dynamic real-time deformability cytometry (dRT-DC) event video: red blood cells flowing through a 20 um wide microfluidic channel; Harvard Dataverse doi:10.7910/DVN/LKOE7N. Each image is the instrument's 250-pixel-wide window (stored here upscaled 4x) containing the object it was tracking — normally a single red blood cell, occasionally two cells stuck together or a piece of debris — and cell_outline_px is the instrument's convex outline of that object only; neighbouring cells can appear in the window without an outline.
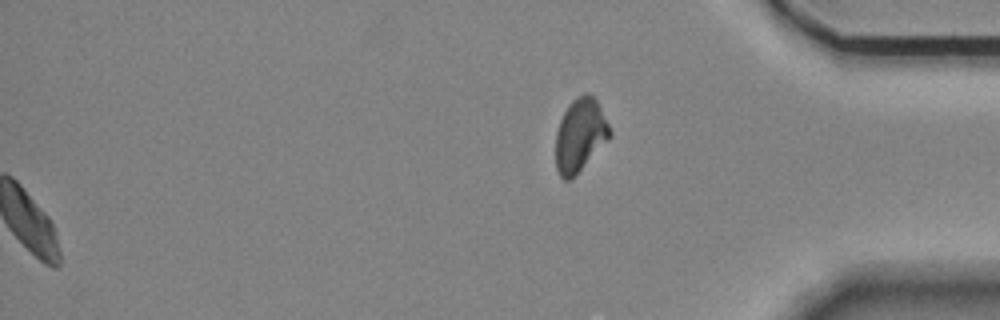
{"species": "Egyptian fruit bat (a non-hibernating species)", "species_latin": "Rousettus aegyptiacus", "temperature_condition": "room temperature", "stored_images_in_passage": 57, "segment_of_instrument_passage": [2, 2], "camera_frame_rate_fps": 3000, "um_per_image_px": 0.085, "animal": {"sex": "female"}, "frame": {"image": 1, "passage_image": 57, "time_ms": 18.667, "image_size_px": [1000, 320], "cell_outline_px": [[612, 136], [568, 180], [564, 180], [560, 176], [556, 168], [556, 132], [560, 120], [568, 104], [572, 100], [584, 92], [588, 92], [596, 100], [612, 132]], "centroid_in_image_um": [49.29, 11.44], "position_along_channel_um": 385.9, "area_um2": 22.54}}